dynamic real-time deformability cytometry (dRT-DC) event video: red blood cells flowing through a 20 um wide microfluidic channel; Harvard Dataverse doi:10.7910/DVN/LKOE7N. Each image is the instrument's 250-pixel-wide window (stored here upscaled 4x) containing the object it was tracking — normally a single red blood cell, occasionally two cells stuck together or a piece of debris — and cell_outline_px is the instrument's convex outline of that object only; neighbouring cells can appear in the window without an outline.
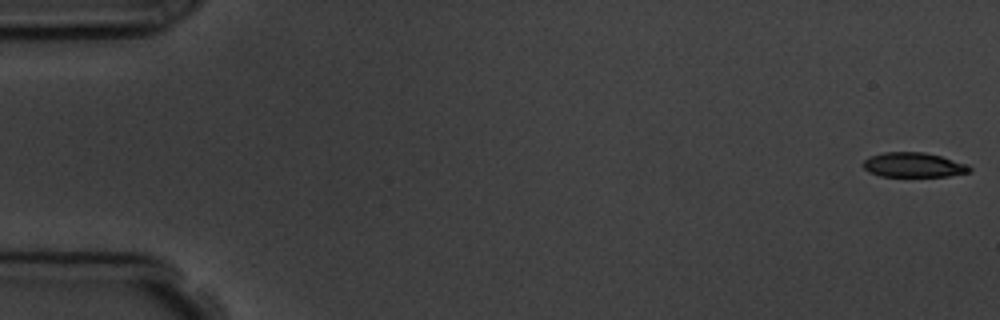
{"species": "common noctule bat (a hibernating species)", "species_latin": "Nyctalus noctula", "temperature_condition": "room temperature", "stored_images_in_passage": 9, "camera_frame_rate_fps": 3000, "um_per_image_px": 0.085, "animal": {"sex": "male", "body_mass_g": 19.5, "forearm_length_mm": 54.6}, "frame": {"image": 1, "passage_image": 1, "time_ms": 0.0, "image_size_px": [1000, 320], "cell_outline_px": [[972, 172], [948, 176], [880, 176], [868, 172], [864, 168], [864, 160], [868, 156], [884, 152], [924, 152], [940, 156], [968, 164], [972, 168]], "centroid_in_image_um": [77.66, 14.02], "position_along_channel_um": 7.3, "area_um2": 15.37}}
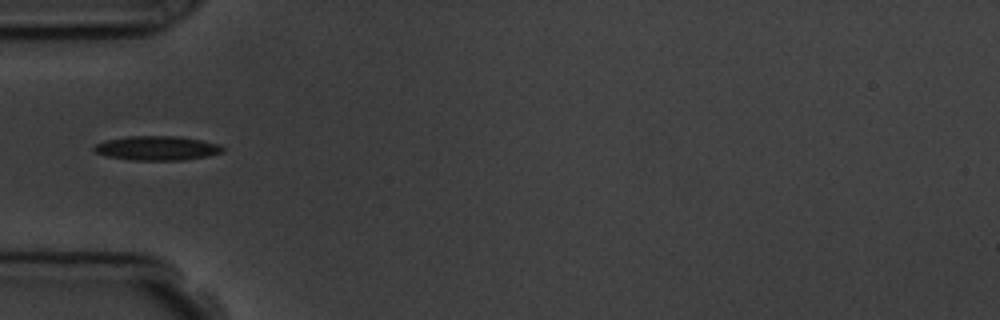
{"frame": {"image": 2, "passage_image": 6, "time_ms": 5.667, "image_size_px": [1000, 320], "cell_outline_px": [[224, 152], [208, 156], [184, 160], [132, 160], [108, 156], [96, 152], [92, 148], [96, 144], [108, 140], [128, 136], [180, 136], [220, 144], [224, 148]], "centroid_in_image_um": [13.4, 12.59], "position_along_channel_um": 71.6, "area_um2": 18.15}}